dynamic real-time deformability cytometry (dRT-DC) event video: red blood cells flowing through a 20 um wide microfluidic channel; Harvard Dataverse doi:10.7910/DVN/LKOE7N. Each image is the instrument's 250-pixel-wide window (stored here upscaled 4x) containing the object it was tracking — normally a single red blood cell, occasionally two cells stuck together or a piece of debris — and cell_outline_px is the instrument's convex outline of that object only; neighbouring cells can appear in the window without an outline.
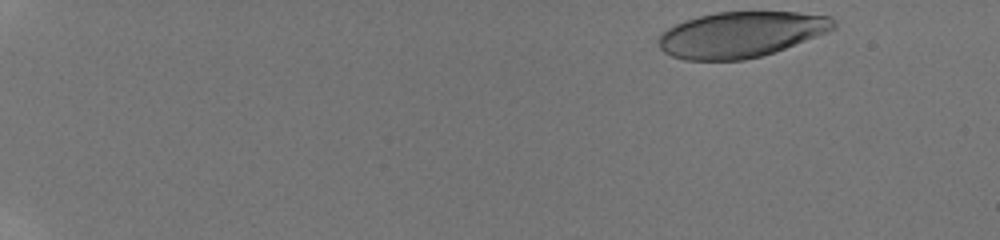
{"species": "human", "species_latin": "Homo sapiens", "temperature_condition": "room temperature", "stored_images_in_passage": 49, "camera_frame_rate_fps": 3000, "um_per_image_px": 0.085, "donor": {"sex": "male"}, "frame": {"image": 1, "passage_image": 1, "time_ms": 0.0, "image_size_px": [1000, 240], "cell_outline_px": [[836, 28], [828, 32], [784, 48], [760, 56], [744, 60], [684, 60], [672, 56], [664, 52], [660, 48], [656, 40], [668, 28], [684, 20], [716, 12], [796, 12], [832, 16], [836, 20]], "centroid_in_image_um": [62.99, 2.93], "position_along_channel_um": 22.0, "area_um2": 46.53}}
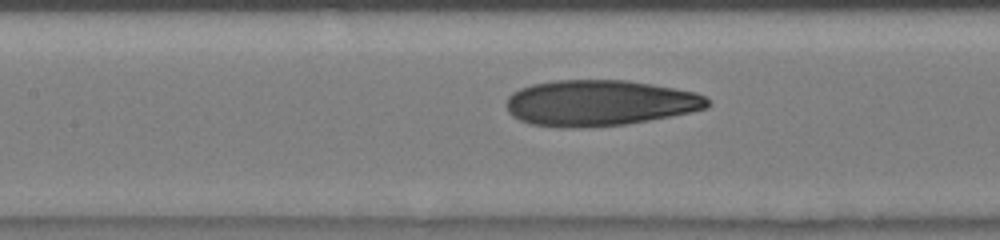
{"frame": {"image": 2, "passage_image": 24, "time_ms": 7.667, "image_size_px": [1000, 240], "cell_outline_px": [[712, 104], [708, 108], [692, 112], [628, 124], [584, 128], [564, 128], [532, 124], [520, 120], [512, 116], [508, 112], [508, 96], [512, 92], [520, 88], [532, 84], [556, 80], [628, 80], [652, 84], [696, 92], [704, 96]], "centroid_in_image_um": [50.98, 8.76], "position_along_channel_um": 156.4, "area_um2": 54.1}}
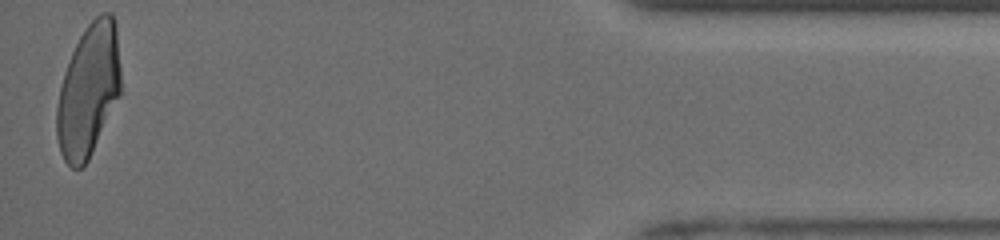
{"frame": {"image": 3, "passage_image": 49, "time_ms": 16.0, "image_size_px": [1000, 240], "cell_outline_px": [[120, 96], [88, 160], [80, 168], [72, 168], [64, 160], [60, 152], [56, 136], [56, 108], [60, 88], [64, 72], [72, 52], [80, 36], [88, 24], [100, 12], [112, 12], [116, 24], [120, 68]], "centroid_in_image_um": [7.52, 7.68], "position_along_channel_um": 427.7, "area_um2": 49.48}}